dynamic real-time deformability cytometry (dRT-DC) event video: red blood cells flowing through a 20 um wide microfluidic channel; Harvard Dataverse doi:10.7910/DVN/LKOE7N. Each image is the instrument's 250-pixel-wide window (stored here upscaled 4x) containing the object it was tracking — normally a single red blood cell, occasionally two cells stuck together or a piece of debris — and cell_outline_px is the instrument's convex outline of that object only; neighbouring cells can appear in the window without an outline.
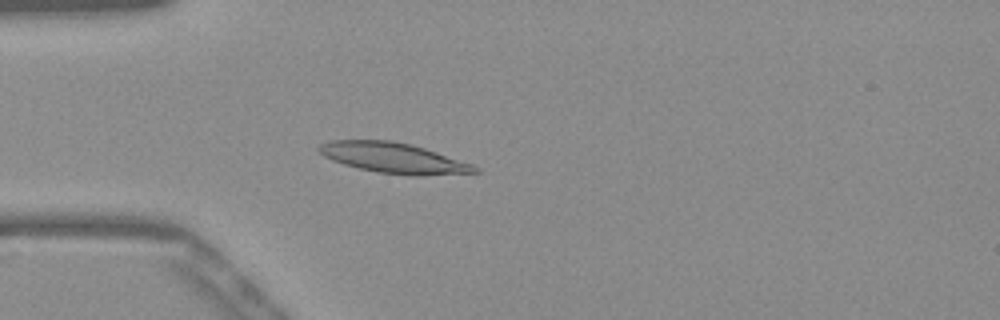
{"species": "Egyptian fruit bat (a non-hibernating species)", "species_latin": "Rousettus aegyptiacus", "temperature_condition": "warm", "stored_images_in_passage": 52, "camera_frame_rate_fps": 3000, "um_per_image_px": 0.085, "frame": {"image": 1, "passage_image": 14, "time_ms": 4.333, "image_size_px": [1000, 320], "cell_outline_px": [[480, 172], [420, 176], [408, 176], [376, 172], [344, 164], [332, 160], [324, 156], [316, 148], [320, 144], [328, 140], [392, 140], [412, 144], [472, 164], [480, 168]], "centroid_in_image_um": [33.44, 13.42], "position_along_channel_um": 51.6, "area_um2": 27.69}}
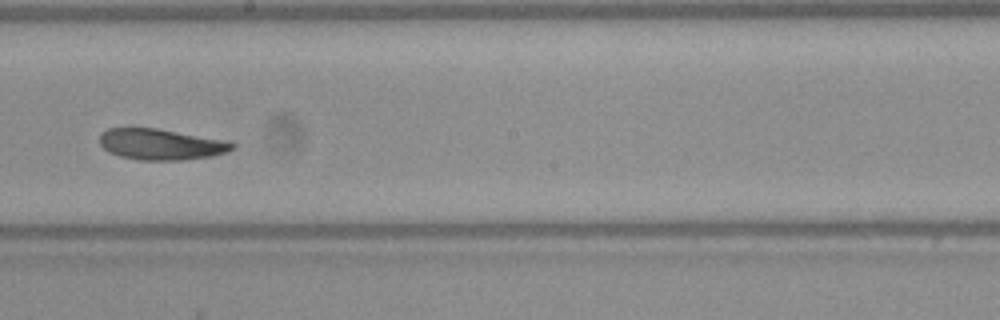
{"frame": {"image": 2, "passage_image": 29, "time_ms": 9.333, "image_size_px": [1000, 320], "cell_outline_px": [[236, 148], [228, 152], [212, 156], [184, 160], [140, 160], [120, 156], [108, 152], [100, 144], [100, 132], [108, 128], [156, 128], [228, 140], [236, 144]], "centroid_in_image_um": [13.72, 12.27], "position_along_channel_um": 234.5, "area_um2": 24.22}}
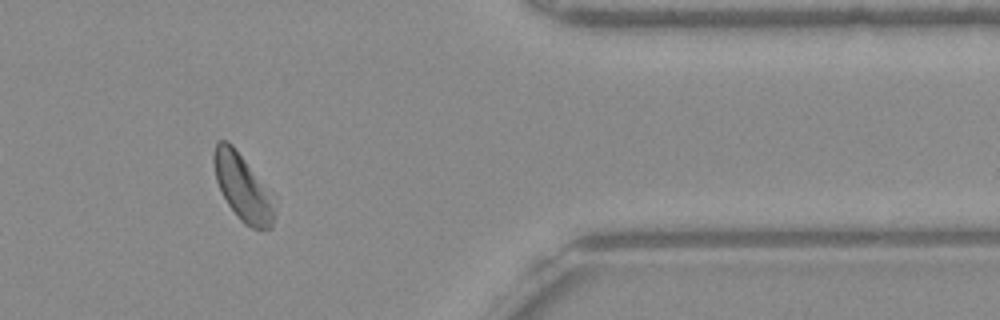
{"frame": {"image": 3, "passage_image": 43, "time_ms": 14.0, "image_size_px": [1000, 320], "cell_outline_px": [[276, 216], [272, 228], [252, 228], [244, 224], [240, 220], [228, 204], [216, 180], [212, 160], [212, 156], [216, 140], [228, 140], [232, 144], [276, 196]], "centroid_in_image_um": [20.68, 15.92], "position_along_channel_um": 390.7, "area_um2": 24.22}, "authors_computed_cell_mechanics": {"area_um2": 24.7673, "velocity_mm_per_s": 3.8487, "shape_relaxation_time_tau1_ms": 5.3533, "shape_relaxation_time_tau2_ms": 4.7766, "deformation_change_tau1": 0.1446, "deformation_change_tau2": 0.1057}}